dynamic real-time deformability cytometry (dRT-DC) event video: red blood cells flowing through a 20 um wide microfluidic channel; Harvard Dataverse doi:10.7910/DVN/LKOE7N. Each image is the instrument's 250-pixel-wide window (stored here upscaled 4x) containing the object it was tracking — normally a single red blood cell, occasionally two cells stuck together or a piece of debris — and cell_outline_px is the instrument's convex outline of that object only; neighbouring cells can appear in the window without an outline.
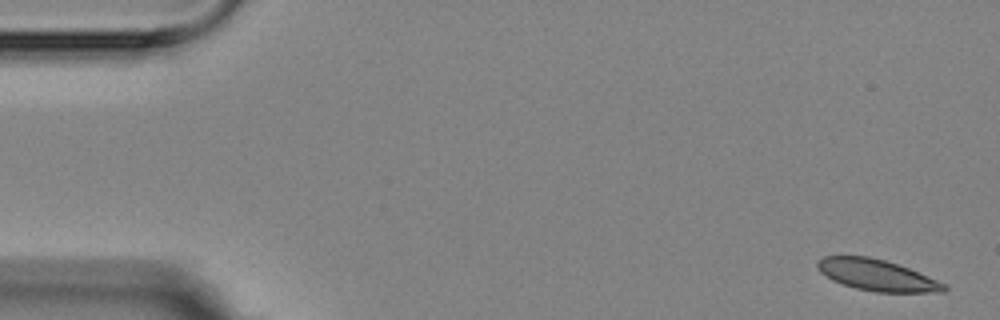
{"species": "Egyptian fruit bat (a non-hibernating species)", "species_latin": "Rousettus aegyptiacus", "temperature_condition": "room temperature", "stored_images_in_passage": 5, "camera_frame_rate_fps": 3000, "um_per_image_px": 0.085, "animal": {"sex": "female"}, "frame": {"image": 1, "passage_image": 1, "time_ms": 0.0, "image_size_px": [1000, 320], "cell_outline_px": [[948, 288], [944, 292], [876, 292], [856, 288], [832, 280], [820, 272], [816, 268], [816, 260], [824, 256], [868, 256], [884, 260], [908, 268], [936, 280], [944, 284]], "centroid_in_image_um": [74.48, 23.38], "position_along_channel_um": 10.5, "area_um2": 22.83}}
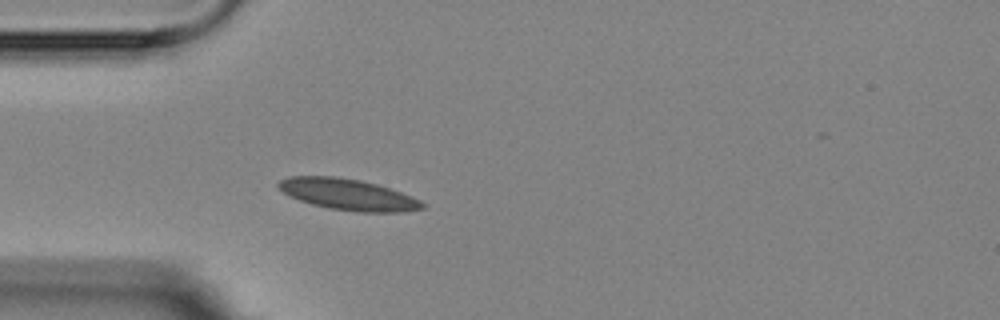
{"frame": {"image": 2, "passage_image": 5, "time_ms": 4.667, "image_size_px": [1000, 320], "cell_outline_px": [[424, 208], [400, 212], [356, 212], [328, 208], [312, 204], [300, 200], [284, 192], [276, 184], [280, 180], [288, 176], [336, 176], [360, 180], [376, 184], [412, 196], [420, 200], [424, 204]], "centroid_in_image_um": [29.58, 16.53], "position_along_channel_um": 55.4, "area_um2": 25.95}}